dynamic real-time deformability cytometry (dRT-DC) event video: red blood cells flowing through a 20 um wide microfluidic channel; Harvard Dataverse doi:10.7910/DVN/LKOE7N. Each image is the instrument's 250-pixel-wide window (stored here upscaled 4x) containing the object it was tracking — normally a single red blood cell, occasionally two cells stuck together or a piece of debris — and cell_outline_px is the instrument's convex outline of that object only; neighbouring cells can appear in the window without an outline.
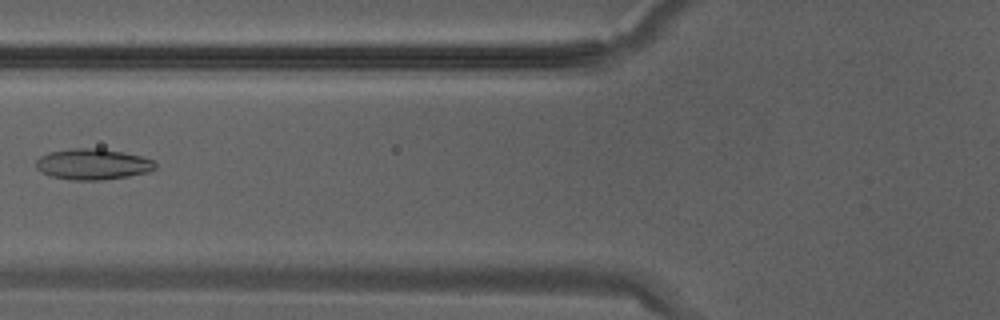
{"species": "Egyptian fruit bat (a non-hibernating species)", "species_latin": "Rousettus aegyptiacus", "temperature_condition": "warm", "stored_images_in_passage": 25, "camera_frame_rate_fps": 3000, "um_per_image_px": 0.085, "animal": {"sex": "male"}, "frame": {"image": 1, "passage_image": 4, "time_ms": 1.0, "image_size_px": [1000, 320], "cell_outline_px": [[156, 168], [148, 172], [128, 176], [100, 180], [72, 180], [52, 176], [40, 172], [36, 168], [36, 160], [40, 156], [48, 152], [72, 148], [100, 148], [124, 152], [140, 156], [152, 160], [156, 164]], "centroid_in_image_um": [7.86, 13.95], "position_along_channel_um": 117.9, "area_um2": 21.5}}
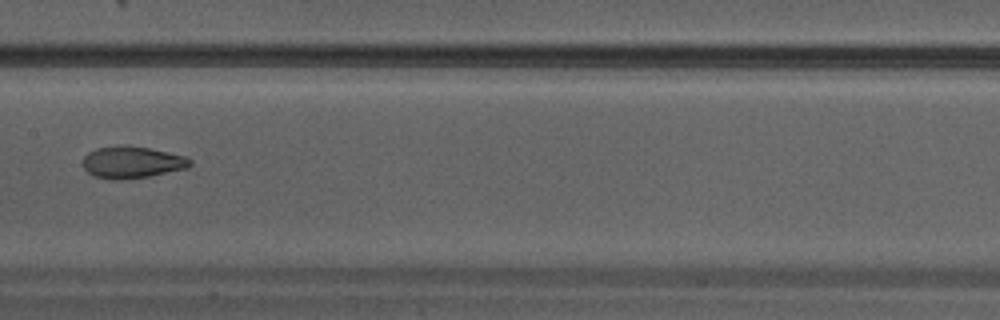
{"frame": {"image": 2, "passage_image": 8, "time_ms": 2.333, "image_size_px": [1000, 320], "cell_outline_px": [[192, 164], [188, 168], [148, 176], [120, 180], [112, 180], [96, 176], [88, 172], [84, 168], [84, 156], [88, 152], [96, 148], [148, 148], [184, 156], [192, 160]], "centroid_in_image_um": [11.25, 13.84], "position_along_channel_um": 196.2, "area_um2": 19.07}}
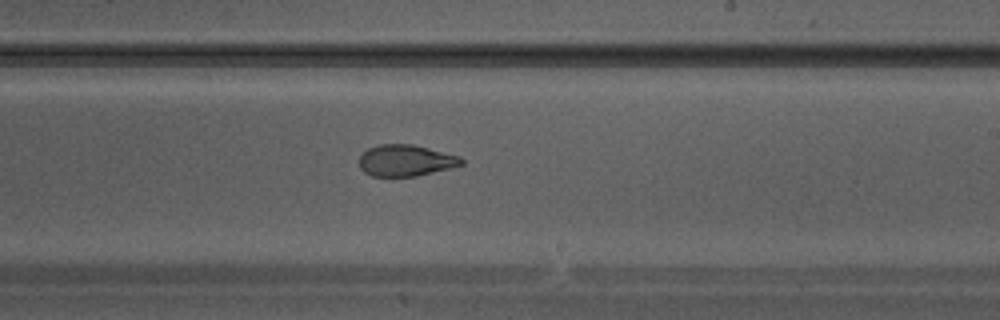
{"frame": {"image": 3, "passage_image": 11, "time_ms": 3.333, "image_size_px": [1000, 320], "cell_outline_px": [[464, 164], [416, 176], [372, 176], [364, 172], [360, 168], [360, 156], [368, 148], [380, 144], [412, 144], [460, 156], [464, 160]], "centroid_in_image_um": [34.48, 13.63], "position_along_channel_um": 254.5, "area_um2": 18.55}}